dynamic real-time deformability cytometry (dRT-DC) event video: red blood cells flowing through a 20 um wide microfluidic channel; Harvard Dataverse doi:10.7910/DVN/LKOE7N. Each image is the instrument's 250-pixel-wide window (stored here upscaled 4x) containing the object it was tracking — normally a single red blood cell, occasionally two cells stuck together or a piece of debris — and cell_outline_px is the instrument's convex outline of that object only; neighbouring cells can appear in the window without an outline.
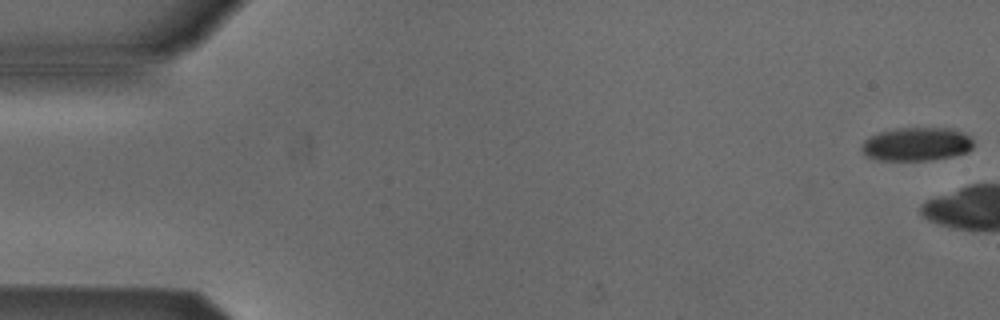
{"species": "Egyptian fruit bat (a non-hibernating species)", "species_latin": "Rousettus aegyptiacus", "temperature_condition": "cold", "stored_images_in_passage": 3, "camera_frame_rate_fps": 3000, "um_per_image_px": 0.085, "animal": {"sex": "male"}, "frame": {"image": 1, "passage_image": 1, "time_ms": 0.0, "image_size_px": [1000, 320], "cell_outline_px": [[972, 148], [964, 152], [952, 156], [928, 160], [880, 160], [864, 156], [860, 148], [864, 140], [880, 132], [896, 128], [952, 128], [968, 136], [972, 140]], "centroid_in_image_um": [77.85, 12.25], "position_along_channel_um": 7.1, "area_um2": 21.62}}